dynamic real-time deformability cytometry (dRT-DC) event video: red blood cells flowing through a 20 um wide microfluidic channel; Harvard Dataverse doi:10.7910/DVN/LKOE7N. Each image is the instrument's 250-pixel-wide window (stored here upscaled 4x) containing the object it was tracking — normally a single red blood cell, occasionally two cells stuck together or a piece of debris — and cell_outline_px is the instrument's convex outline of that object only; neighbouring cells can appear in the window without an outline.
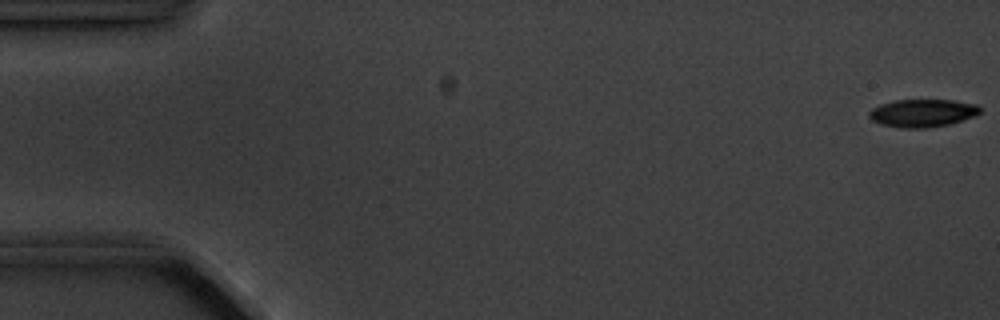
{"species": "common noctule bat (a hibernating species)", "species_latin": "Nyctalus noctula", "temperature_condition": "cold", "stored_images_in_passage": 6, "camera_frame_rate_fps": 3000, "um_per_image_px": 0.085, "animal": {"sex": "male", "body_mass_g": 20.1, "forearm_length_mm": 53.5}, "frame": {"image": 1, "passage_image": 1, "time_ms": 0.0, "image_size_px": [1000, 320], "cell_outline_px": [[980, 112], [972, 116], [948, 124], [928, 128], [900, 128], [880, 124], [872, 120], [868, 116], [868, 112], [872, 108], [880, 104], [896, 100], [956, 100], [976, 104], [980, 108]], "centroid_in_image_um": [78.36, 9.61], "position_along_channel_um": 6.6, "area_um2": 17.92}}